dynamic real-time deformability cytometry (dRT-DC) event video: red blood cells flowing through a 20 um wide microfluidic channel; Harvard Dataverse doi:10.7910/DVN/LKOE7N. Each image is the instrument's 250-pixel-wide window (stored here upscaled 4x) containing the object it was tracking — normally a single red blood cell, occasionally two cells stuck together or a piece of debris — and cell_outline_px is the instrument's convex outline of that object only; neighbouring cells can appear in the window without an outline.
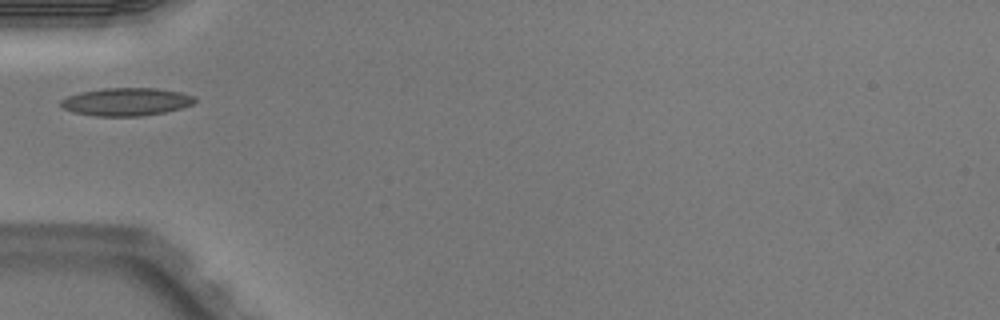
{"species": "Egyptian fruit bat (a non-hibernating species)", "species_latin": "Rousettus aegyptiacus", "temperature_condition": "warm", "stored_images_in_passage": 2, "camera_frame_rate_fps": 3000, "um_per_image_px": 0.085, "animal": {"sex": "male"}, "frame": {"image": 1, "passage_image": 1, "time_ms": 0.0, "image_size_px": [1000, 320], "cell_outline_px": [[196, 100], [192, 104], [180, 108], [164, 112], [140, 116], [92, 116], [72, 112], [64, 108], [60, 104], [60, 100], [68, 96], [80, 92], [104, 88], [156, 88], [180, 92], [196, 96]], "centroid_in_image_um": [10.72, 8.65], "position_along_channel_um": 74.3, "area_um2": 21.79}}